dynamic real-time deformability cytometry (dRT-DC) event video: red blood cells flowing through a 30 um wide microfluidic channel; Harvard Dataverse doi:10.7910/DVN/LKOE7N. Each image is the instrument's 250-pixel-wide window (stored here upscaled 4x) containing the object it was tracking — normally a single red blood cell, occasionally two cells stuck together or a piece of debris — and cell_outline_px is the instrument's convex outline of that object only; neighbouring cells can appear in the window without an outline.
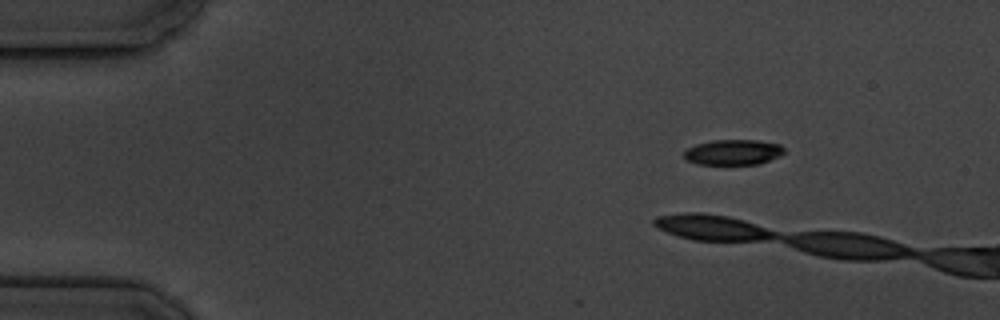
{"species": "common noctule bat (a hibernating species)", "species_latin": "Nyctalus noctula", "temperature_condition": "cold", "stored_images_in_passage": 2, "camera_frame_rate_fps": 3000, "um_per_image_px": 0.085, "animal": {"sex": "male", "body_mass_g": 19.5, "forearm_length_mm": 54.6}, "frame": {"image": 1, "passage_image": 2, "time_ms": 1.333, "image_size_px": [1000, 320], "cell_outline_px": [[784, 152], [780, 156], [760, 164], [696, 164], [688, 160], [684, 156], [684, 148], [696, 144], [712, 140], [756, 140], [780, 144], [784, 148]], "centroid_in_image_um": [62.31, 12.93], "position_along_channel_um": 22.7, "area_um2": 14.91}}